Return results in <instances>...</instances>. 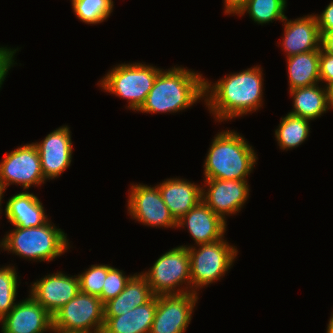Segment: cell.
Instances as JSON below:
<instances>
[{
	"label": "cell",
	"mask_w": 333,
	"mask_h": 333,
	"mask_svg": "<svg viewBox=\"0 0 333 333\" xmlns=\"http://www.w3.org/2000/svg\"><path fill=\"white\" fill-rule=\"evenodd\" d=\"M205 77L182 66L163 69L156 77L141 113H176L205 100Z\"/></svg>",
	"instance_id": "cell-2"
},
{
	"label": "cell",
	"mask_w": 333,
	"mask_h": 333,
	"mask_svg": "<svg viewBox=\"0 0 333 333\" xmlns=\"http://www.w3.org/2000/svg\"><path fill=\"white\" fill-rule=\"evenodd\" d=\"M5 194V192H4V190L2 189V187L0 186V214H2L1 212H3V209H2V199L4 198V194Z\"/></svg>",
	"instance_id": "cell-37"
},
{
	"label": "cell",
	"mask_w": 333,
	"mask_h": 333,
	"mask_svg": "<svg viewBox=\"0 0 333 333\" xmlns=\"http://www.w3.org/2000/svg\"><path fill=\"white\" fill-rule=\"evenodd\" d=\"M320 32L333 31V0L325 7L320 14H316Z\"/></svg>",
	"instance_id": "cell-32"
},
{
	"label": "cell",
	"mask_w": 333,
	"mask_h": 333,
	"mask_svg": "<svg viewBox=\"0 0 333 333\" xmlns=\"http://www.w3.org/2000/svg\"><path fill=\"white\" fill-rule=\"evenodd\" d=\"M190 258L191 292L199 295V290L220 281L234 265L238 255L237 247L227 239L191 246Z\"/></svg>",
	"instance_id": "cell-6"
},
{
	"label": "cell",
	"mask_w": 333,
	"mask_h": 333,
	"mask_svg": "<svg viewBox=\"0 0 333 333\" xmlns=\"http://www.w3.org/2000/svg\"><path fill=\"white\" fill-rule=\"evenodd\" d=\"M311 120L287 113L281 117L275 129V137L281 150H291L300 146L310 134Z\"/></svg>",
	"instance_id": "cell-24"
},
{
	"label": "cell",
	"mask_w": 333,
	"mask_h": 333,
	"mask_svg": "<svg viewBox=\"0 0 333 333\" xmlns=\"http://www.w3.org/2000/svg\"><path fill=\"white\" fill-rule=\"evenodd\" d=\"M293 100L291 115L316 120L331 109L327 87L318 84L289 90Z\"/></svg>",
	"instance_id": "cell-22"
},
{
	"label": "cell",
	"mask_w": 333,
	"mask_h": 333,
	"mask_svg": "<svg viewBox=\"0 0 333 333\" xmlns=\"http://www.w3.org/2000/svg\"><path fill=\"white\" fill-rule=\"evenodd\" d=\"M162 68L140 62L121 63L98 81L100 89L116 97L127 100V108L138 111L145 103Z\"/></svg>",
	"instance_id": "cell-5"
},
{
	"label": "cell",
	"mask_w": 333,
	"mask_h": 333,
	"mask_svg": "<svg viewBox=\"0 0 333 333\" xmlns=\"http://www.w3.org/2000/svg\"><path fill=\"white\" fill-rule=\"evenodd\" d=\"M13 264L0 266V320H2L17 303V289L20 277ZM16 301V302H15Z\"/></svg>",
	"instance_id": "cell-27"
},
{
	"label": "cell",
	"mask_w": 333,
	"mask_h": 333,
	"mask_svg": "<svg viewBox=\"0 0 333 333\" xmlns=\"http://www.w3.org/2000/svg\"><path fill=\"white\" fill-rule=\"evenodd\" d=\"M153 296L147 278L141 272L135 273L120 294L104 303V316L128 313L148 302Z\"/></svg>",
	"instance_id": "cell-21"
},
{
	"label": "cell",
	"mask_w": 333,
	"mask_h": 333,
	"mask_svg": "<svg viewBox=\"0 0 333 333\" xmlns=\"http://www.w3.org/2000/svg\"><path fill=\"white\" fill-rule=\"evenodd\" d=\"M2 333H52V315L30 294L0 320Z\"/></svg>",
	"instance_id": "cell-15"
},
{
	"label": "cell",
	"mask_w": 333,
	"mask_h": 333,
	"mask_svg": "<svg viewBox=\"0 0 333 333\" xmlns=\"http://www.w3.org/2000/svg\"><path fill=\"white\" fill-rule=\"evenodd\" d=\"M133 275H125L123 270L108 265V273L103 284L102 294L99 296L103 303L120 294Z\"/></svg>",
	"instance_id": "cell-29"
},
{
	"label": "cell",
	"mask_w": 333,
	"mask_h": 333,
	"mask_svg": "<svg viewBox=\"0 0 333 333\" xmlns=\"http://www.w3.org/2000/svg\"><path fill=\"white\" fill-rule=\"evenodd\" d=\"M194 292L159 295L150 333H185L198 304Z\"/></svg>",
	"instance_id": "cell-11"
},
{
	"label": "cell",
	"mask_w": 333,
	"mask_h": 333,
	"mask_svg": "<svg viewBox=\"0 0 333 333\" xmlns=\"http://www.w3.org/2000/svg\"><path fill=\"white\" fill-rule=\"evenodd\" d=\"M327 91H328V99H329V103L331 108L333 109V82H331L328 86H327Z\"/></svg>",
	"instance_id": "cell-35"
},
{
	"label": "cell",
	"mask_w": 333,
	"mask_h": 333,
	"mask_svg": "<svg viewBox=\"0 0 333 333\" xmlns=\"http://www.w3.org/2000/svg\"><path fill=\"white\" fill-rule=\"evenodd\" d=\"M157 306V296L120 316H104L102 333H150Z\"/></svg>",
	"instance_id": "cell-20"
},
{
	"label": "cell",
	"mask_w": 333,
	"mask_h": 333,
	"mask_svg": "<svg viewBox=\"0 0 333 333\" xmlns=\"http://www.w3.org/2000/svg\"><path fill=\"white\" fill-rule=\"evenodd\" d=\"M51 220L42 226H14L0 240L1 251L35 262H50L71 248L67 234Z\"/></svg>",
	"instance_id": "cell-4"
},
{
	"label": "cell",
	"mask_w": 333,
	"mask_h": 333,
	"mask_svg": "<svg viewBox=\"0 0 333 333\" xmlns=\"http://www.w3.org/2000/svg\"><path fill=\"white\" fill-rule=\"evenodd\" d=\"M178 228H187L191 238H193L195 242L193 245H181L189 248L224 239L227 222L201 201L177 221Z\"/></svg>",
	"instance_id": "cell-17"
},
{
	"label": "cell",
	"mask_w": 333,
	"mask_h": 333,
	"mask_svg": "<svg viewBox=\"0 0 333 333\" xmlns=\"http://www.w3.org/2000/svg\"><path fill=\"white\" fill-rule=\"evenodd\" d=\"M224 14L226 15H239L244 9L248 0H223Z\"/></svg>",
	"instance_id": "cell-33"
},
{
	"label": "cell",
	"mask_w": 333,
	"mask_h": 333,
	"mask_svg": "<svg viewBox=\"0 0 333 333\" xmlns=\"http://www.w3.org/2000/svg\"><path fill=\"white\" fill-rule=\"evenodd\" d=\"M71 130L68 125L56 128L42 141L33 142L40 155L44 179L59 178L71 166L73 144Z\"/></svg>",
	"instance_id": "cell-13"
},
{
	"label": "cell",
	"mask_w": 333,
	"mask_h": 333,
	"mask_svg": "<svg viewBox=\"0 0 333 333\" xmlns=\"http://www.w3.org/2000/svg\"><path fill=\"white\" fill-rule=\"evenodd\" d=\"M262 69L260 65H256L240 72L229 73L215 83L205 77L204 104L215 121L226 122L262 108Z\"/></svg>",
	"instance_id": "cell-1"
},
{
	"label": "cell",
	"mask_w": 333,
	"mask_h": 333,
	"mask_svg": "<svg viewBox=\"0 0 333 333\" xmlns=\"http://www.w3.org/2000/svg\"><path fill=\"white\" fill-rule=\"evenodd\" d=\"M283 39L278 43L286 58L310 51H320L321 34L314 13L296 19L283 20Z\"/></svg>",
	"instance_id": "cell-16"
},
{
	"label": "cell",
	"mask_w": 333,
	"mask_h": 333,
	"mask_svg": "<svg viewBox=\"0 0 333 333\" xmlns=\"http://www.w3.org/2000/svg\"><path fill=\"white\" fill-rule=\"evenodd\" d=\"M289 90L320 83L319 51L286 58Z\"/></svg>",
	"instance_id": "cell-23"
},
{
	"label": "cell",
	"mask_w": 333,
	"mask_h": 333,
	"mask_svg": "<svg viewBox=\"0 0 333 333\" xmlns=\"http://www.w3.org/2000/svg\"><path fill=\"white\" fill-rule=\"evenodd\" d=\"M287 0H248L239 17L248 14L254 23L258 25L283 22L286 15Z\"/></svg>",
	"instance_id": "cell-25"
},
{
	"label": "cell",
	"mask_w": 333,
	"mask_h": 333,
	"mask_svg": "<svg viewBox=\"0 0 333 333\" xmlns=\"http://www.w3.org/2000/svg\"><path fill=\"white\" fill-rule=\"evenodd\" d=\"M32 283L29 286L31 288L29 294L51 315L55 314L80 291L78 275L70 276L62 271L47 274Z\"/></svg>",
	"instance_id": "cell-14"
},
{
	"label": "cell",
	"mask_w": 333,
	"mask_h": 333,
	"mask_svg": "<svg viewBox=\"0 0 333 333\" xmlns=\"http://www.w3.org/2000/svg\"><path fill=\"white\" fill-rule=\"evenodd\" d=\"M53 333H78V332H64L59 330H52Z\"/></svg>",
	"instance_id": "cell-38"
},
{
	"label": "cell",
	"mask_w": 333,
	"mask_h": 333,
	"mask_svg": "<svg viewBox=\"0 0 333 333\" xmlns=\"http://www.w3.org/2000/svg\"><path fill=\"white\" fill-rule=\"evenodd\" d=\"M108 273L107 264L91 265L78 274L80 291L89 295L100 296Z\"/></svg>",
	"instance_id": "cell-28"
},
{
	"label": "cell",
	"mask_w": 333,
	"mask_h": 333,
	"mask_svg": "<svg viewBox=\"0 0 333 333\" xmlns=\"http://www.w3.org/2000/svg\"><path fill=\"white\" fill-rule=\"evenodd\" d=\"M203 181L202 201L225 222L228 216L239 213L249 198L250 185L247 180L204 179Z\"/></svg>",
	"instance_id": "cell-12"
},
{
	"label": "cell",
	"mask_w": 333,
	"mask_h": 333,
	"mask_svg": "<svg viewBox=\"0 0 333 333\" xmlns=\"http://www.w3.org/2000/svg\"><path fill=\"white\" fill-rule=\"evenodd\" d=\"M154 296L191 292L190 258L187 247L169 249L141 272Z\"/></svg>",
	"instance_id": "cell-7"
},
{
	"label": "cell",
	"mask_w": 333,
	"mask_h": 333,
	"mask_svg": "<svg viewBox=\"0 0 333 333\" xmlns=\"http://www.w3.org/2000/svg\"><path fill=\"white\" fill-rule=\"evenodd\" d=\"M204 160V179L248 180L258 157L254 147L235 130L213 137Z\"/></svg>",
	"instance_id": "cell-3"
},
{
	"label": "cell",
	"mask_w": 333,
	"mask_h": 333,
	"mask_svg": "<svg viewBox=\"0 0 333 333\" xmlns=\"http://www.w3.org/2000/svg\"><path fill=\"white\" fill-rule=\"evenodd\" d=\"M45 182L40 155L33 142L6 152L0 161V186L4 192L14 184L29 191L31 186L39 187Z\"/></svg>",
	"instance_id": "cell-9"
},
{
	"label": "cell",
	"mask_w": 333,
	"mask_h": 333,
	"mask_svg": "<svg viewBox=\"0 0 333 333\" xmlns=\"http://www.w3.org/2000/svg\"><path fill=\"white\" fill-rule=\"evenodd\" d=\"M326 333H333V311H332L331 316L328 320Z\"/></svg>",
	"instance_id": "cell-36"
},
{
	"label": "cell",
	"mask_w": 333,
	"mask_h": 333,
	"mask_svg": "<svg viewBox=\"0 0 333 333\" xmlns=\"http://www.w3.org/2000/svg\"><path fill=\"white\" fill-rule=\"evenodd\" d=\"M319 72H320V84H324L327 87L333 82V55L319 51Z\"/></svg>",
	"instance_id": "cell-31"
},
{
	"label": "cell",
	"mask_w": 333,
	"mask_h": 333,
	"mask_svg": "<svg viewBox=\"0 0 333 333\" xmlns=\"http://www.w3.org/2000/svg\"><path fill=\"white\" fill-rule=\"evenodd\" d=\"M161 197L178 221L202 201V185L184 178H168L158 185Z\"/></svg>",
	"instance_id": "cell-18"
},
{
	"label": "cell",
	"mask_w": 333,
	"mask_h": 333,
	"mask_svg": "<svg viewBox=\"0 0 333 333\" xmlns=\"http://www.w3.org/2000/svg\"><path fill=\"white\" fill-rule=\"evenodd\" d=\"M4 214L11 225L21 228L42 226L50 220L42 201L29 191L11 196L6 202Z\"/></svg>",
	"instance_id": "cell-19"
},
{
	"label": "cell",
	"mask_w": 333,
	"mask_h": 333,
	"mask_svg": "<svg viewBox=\"0 0 333 333\" xmlns=\"http://www.w3.org/2000/svg\"><path fill=\"white\" fill-rule=\"evenodd\" d=\"M104 324L100 297L81 291L52 315V329L64 332L102 333Z\"/></svg>",
	"instance_id": "cell-8"
},
{
	"label": "cell",
	"mask_w": 333,
	"mask_h": 333,
	"mask_svg": "<svg viewBox=\"0 0 333 333\" xmlns=\"http://www.w3.org/2000/svg\"><path fill=\"white\" fill-rule=\"evenodd\" d=\"M19 50L18 47L13 49L7 46H0V90L11 67L15 66V64L17 65L15 54Z\"/></svg>",
	"instance_id": "cell-30"
},
{
	"label": "cell",
	"mask_w": 333,
	"mask_h": 333,
	"mask_svg": "<svg viewBox=\"0 0 333 333\" xmlns=\"http://www.w3.org/2000/svg\"><path fill=\"white\" fill-rule=\"evenodd\" d=\"M71 4L75 16L92 25L106 21L114 10L113 0H73Z\"/></svg>",
	"instance_id": "cell-26"
},
{
	"label": "cell",
	"mask_w": 333,
	"mask_h": 333,
	"mask_svg": "<svg viewBox=\"0 0 333 333\" xmlns=\"http://www.w3.org/2000/svg\"><path fill=\"white\" fill-rule=\"evenodd\" d=\"M130 187L126 206L133 220L147 227L177 228V221L163 201L157 184L131 183Z\"/></svg>",
	"instance_id": "cell-10"
},
{
	"label": "cell",
	"mask_w": 333,
	"mask_h": 333,
	"mask_svg": "<svg viewBox=\"0 0 333 333\" xmlns=\"http://www.w3.org/2000/svg\"><path fill=\"white\" fill-rule=\"evenodd\" d=\"M320 34H321L320 49L325 53L333 55V31L320 32Z\"/></svg>",
	"instance_id": "cell-34"
}]
</instances>
